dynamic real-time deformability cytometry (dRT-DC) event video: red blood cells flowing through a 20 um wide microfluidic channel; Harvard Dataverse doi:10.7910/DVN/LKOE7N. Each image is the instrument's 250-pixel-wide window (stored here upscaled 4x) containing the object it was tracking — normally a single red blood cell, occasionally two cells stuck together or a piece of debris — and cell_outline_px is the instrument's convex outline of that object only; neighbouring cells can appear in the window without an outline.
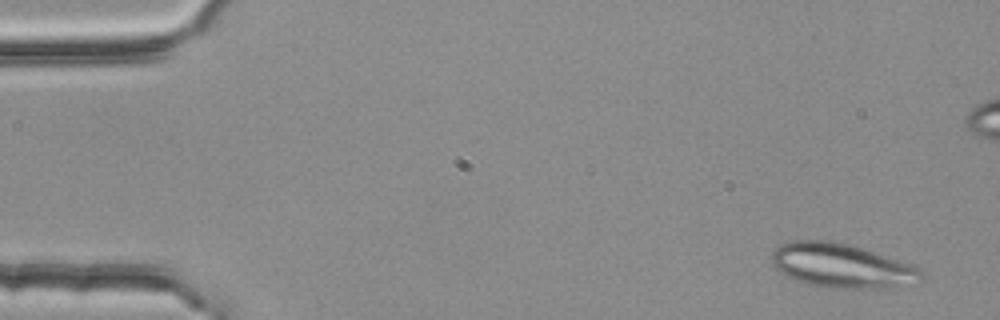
{"species": "common noctule bat (a hibernating species)", "species_latin": "Nyctalus noctula", "temperature_condition": "room temperature", "stored_images_in_passage": 5, "segment_of_instrument_passage": [2, 2], "camera_frame_rate_fps": 3000, "um_per_image_px": 0.085, "animal": {"sex": "female", "body_mass_g": 25.1}, "frame": {"image": 1, "passage_image": 5, "time_ms": 1.333, "image_size_px": [1000, 320], "cell_outline_px": [[924, 276], [916, 284], [884, 288], [832, 288], [804, 284], [780, 272], [772, 264], [772, 252], [780, 244], [792, 240], [828, 240], [848, 244], [908, 264], [916, 268]], "centroid_in_image_um": [71.48, 22.6], "position_along_channel_um": 13.5, "area_um2": 38.15}}